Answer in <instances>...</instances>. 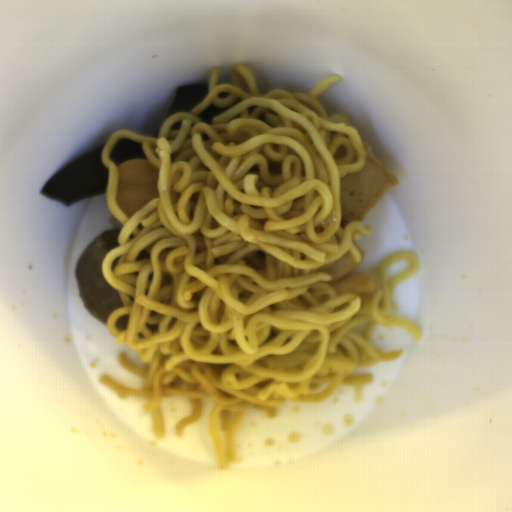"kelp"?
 I'll return each mask as SVG.
<instances>
[{
  "mask_svg": "<svg viewBox=\"0 0 512 512\" xmlns=\"http://www.w3.org/2000/svg\"><path fill=\"white\" fill-rule=\"evenodd\" d=\"M229 96V92H221L220 94H218V98H220L221 100L222 99H226L227 97Z\"/></svg>",
  "mask_w": 512,
  "mask_h": 512,
  "instance_id": "69b00fe1",
  "label": "kelp"
},
{
  "mask_svg": "<svg viewBox=\"0 0 512 512\" xmlns=\"http://www.w3.org/2000/svg\"><path fill=\"white\" fill-rule=\"evenodd\" d=\"M209 93V85H180L176 88L169 108V117L177 112L192 111Z\"/></svg>",
  "mask_w": 512,
  "mask_h": 512,
  "instance_id": "cf089659",
  "label": "kelp"
},
{
  "mask_svg": "<svg viewBox=\"0 0 512 512\" xmlns=\"http://www.w3.org/2000/svg\"><path fill=\"white\" fill-rule=\"evenodd\" d=\"M241 101L242 100L240 98L237 101H235L227 106H224V107H217L211 103L206 108H204L197 116L199 118H201L206 124H209V123L213 122L214 117H216L217 115H219L227 110L232 109L234 106H236Z\"/></svg>",
  "mask_w": 512,
  "mask_h": 512,
  "instance_id": "861f05c9",
  "label": "kelp"
},
{
  "mask_svg": "<svg viewBox=\"0 0 512 512\" xmlns=\"http://www.w3.org/2000/svg\"><path fill=\"white\" fill-rule=\"evenodd\" d=\"M146 157L143 144L125 138L117 142L108 159L116 165H120L124 161L145 159Z\"/></svg>",
  "mask_w": 512,
  "mask_h": 512,
  "instance_id": "604fcf36",
  "label": "kelp"
},
{
  "mask_svg": "<svg viewBox=\"0 0 512 512\" xmlns=\"http://www.w3.org/2000/svg\"><path fill=\"white\" fill-rule=\"evenodd\" d=\"M106 143L80 156L42 184V195L68 205L107 191L109 169L102 160Z\"/></svg>",
  "mask_w": 512,
  "mask_h": 512,
  "instance_id": "99668d17",
  "label": "kelp"
},
{
  "mask_svg": "<svg viewBox=\"0 0 512 512\" xmlns=\"http://www.w3.org/2000/svg\"><path fill=\"white\" fill-rule=\"evenodd\" d=\"M183 122L173 123L169 130L180 131Z\"/></svg>",
  "mask_w": 512,
  "mask_h": 512,
  "instance_id": "d102d525",
  "label": "kelp"
}]
</instances>
